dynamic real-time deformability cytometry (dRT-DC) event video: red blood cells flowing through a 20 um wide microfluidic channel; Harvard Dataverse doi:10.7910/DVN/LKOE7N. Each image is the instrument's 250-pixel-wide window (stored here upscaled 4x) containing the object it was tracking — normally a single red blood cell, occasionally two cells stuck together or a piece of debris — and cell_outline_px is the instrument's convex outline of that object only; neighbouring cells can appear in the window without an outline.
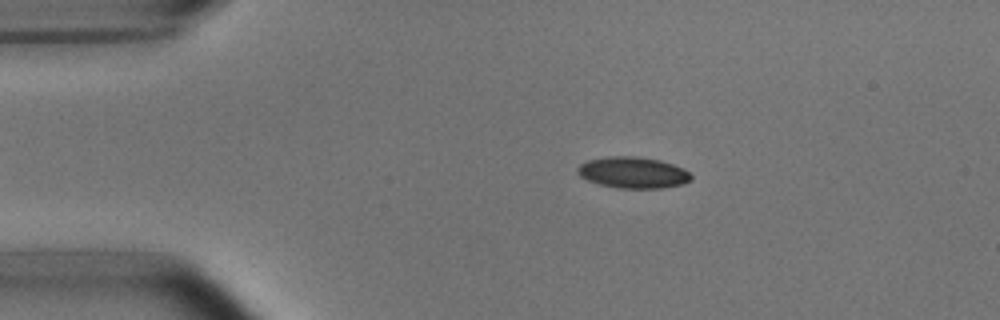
{"species": "common noctule bat (a hibernating species)", "species_latin": "Nyctalus noctula", "temperature_condition": "room temperature", "stored_images_in_passage": 52, "camera_frame_rate_fps": 3000, "um_per_image_px": 0.085, "animal": {"sex": "male", "body_mass_g": 15.6}, "frame": {"image": 1, "passage_image": 9, "time_ms": 2.667, "image_size_px": [1000, 320], "cell_outline_px": [[692, 180], [684, 184], [660, 188], [616, 188], [600, 184], [588, 180], [580, 176], [576, 172], [576, 168], [580, 164], [588, 160], [612, 156], [636, 156], [660, 160], [684, 168], [692, 176]], "centroid_in_image_um": [53.81, 14.67], "position_along_channel_um": 31.2, "area_um2": 20.75}}
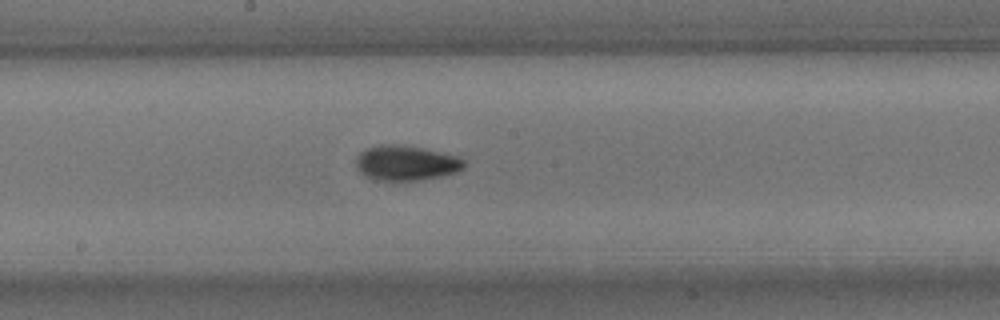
{"frame": {"image": 2, "passage_image": 27, "time_ms": 8.667, "image_size_px": [1000, 320], "cell_outline_px": [[464, 168], [456, 172], [440, 176], [420, 180], [376, 180], [364, 176], [356, 168], [356, 156], [360, 152], [368, 148], [380, 144], [404, 144], [424, 148], [460, 156], [464, 160]], "centroid_in_image_um": [34.51, 13.84], "position_along_channel_um": 213.7, "area_um2": 22.31}}
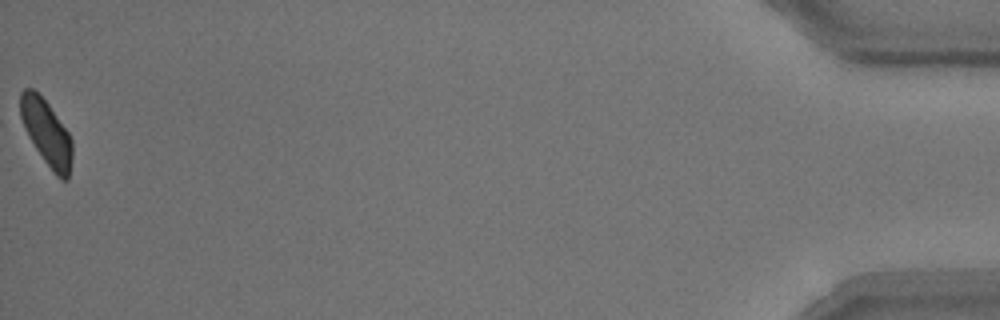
{"frame": {"image": 3, "passage_image": 52, "time_ms": 17.0, "image_size_px": [1000, 320], "cell_outline_px": [[72, 160], [68, 180], [60, 180], [52, 172], [28, 136], [24, 128], [20, 116], [20, 92], [24, 88], [32, 88], [48, 104], [68, 132], [72, 140]], "centroid_in_image_um": [3.96, 11.31], "position_along_channel_um": 431.2, "area_um2": 19.77}, "authors_computed_cell_mechanics": {"area_um2": 20.7502, "velocity_mm_per_s": 3.7787, "shape_relaxation_time_tau1_ms": 2.9728, "shape_relaxation_time_tau2_ms": 2.3085, "deformation_change_tau1": 0.1127, "deformation_change_tau2": 0.0701}}